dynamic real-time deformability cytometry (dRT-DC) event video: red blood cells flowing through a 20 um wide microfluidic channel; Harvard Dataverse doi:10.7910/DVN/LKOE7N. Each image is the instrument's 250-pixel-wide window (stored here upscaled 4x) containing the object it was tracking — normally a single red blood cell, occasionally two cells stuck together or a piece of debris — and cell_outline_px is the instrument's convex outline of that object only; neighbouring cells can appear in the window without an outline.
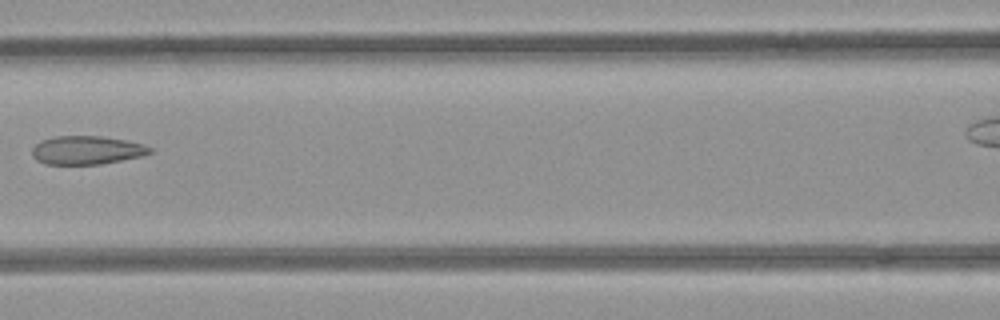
{"species": "common noctule bat (a hibernating species)", "species_latin": "Nyctalus noctula", "temperature_condition": "room temperature", "stored_images_in_passage": 9, "segment_of_instrument_passage": [1, 2], "camera_frame_rate_fps": 3000, "um_per_image_px": 0.085, "animal": {"sex": "female", "body_mass_g": 21.9}, "frame": {"image": 1, "passage_image": 7, "time_ms": 2.0, "image_size_px": [1000, 320], "cell_outline_px": [[152, 152], [140, 156], [100, 164], [44, 164], [36, 160], [32, 156], [32, 148], [40, 140], [56, 136], [100, 136], [128, 140], [144, 144], [152, 148]], "centroid_in_image_um": [7.35, 12.75], "position_along_channel_um": 159.3, "area_um2": 19.59}}
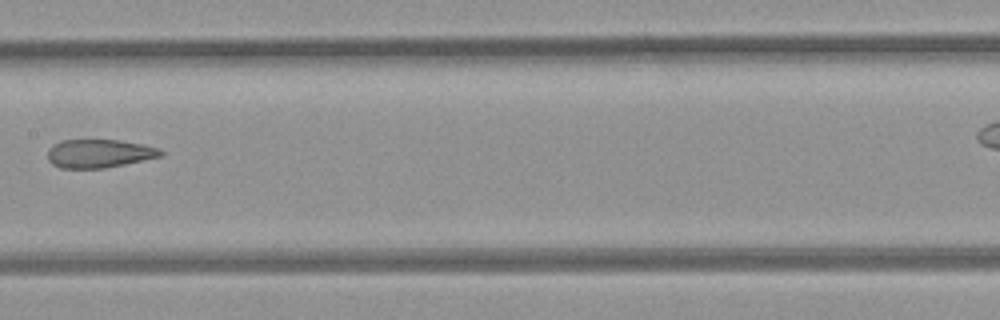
{"frame": {"image": 2, "passage_image": 8, "time_ms": 2.333, "image_size_px": [1000, 320], "cell_outline_px": [[164, 152], [160, 156], [124, 164], [104, 168], [60, 168], [52, 164], [48, 160], [48, 148], [52, 144], [60, 140], [120, 140], [144, 144], [160, 148]], "centroid_in_image_um": [8.4, 13.04], "position_along_channel_um": 199.0, "area_um2": 18.79}}